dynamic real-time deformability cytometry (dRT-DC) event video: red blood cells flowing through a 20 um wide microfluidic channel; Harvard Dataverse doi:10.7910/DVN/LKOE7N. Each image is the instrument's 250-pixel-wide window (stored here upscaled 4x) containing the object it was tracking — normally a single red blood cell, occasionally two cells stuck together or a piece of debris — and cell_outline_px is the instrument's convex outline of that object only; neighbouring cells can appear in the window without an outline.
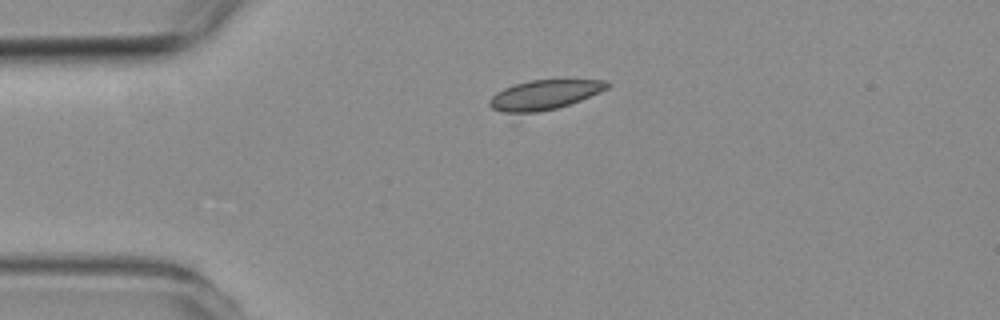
{"species": "common noctule bat (a hibernating species)", "species_latin": "Nyctalus noctula", "temperature_condition": "room temperature", "stored_images_in_passage": 4, "camera_frame_rate_fps": 3000, "um_per_image_px": 0.085, "animal": {"sex": "female", "body_mass_g": 19.3, "forearm_length_mm": 54.1}, "frame": {"image": 1, "passage_image": 1, "time_ms": 0.0, "image_size_px": [1000, 320], "cell_outline_px": [[612, 84], [608, 88], [600, 92], [580, 100], [508, 124], [488, 104], [488, 100], [496, 92], [504, 88], [516, 84], [532, 80], [608, 80]], "centroid_in_image_um": [46.04, 8.23], "position_along_channel_um": 39.0, "area_um2": 22.31}}
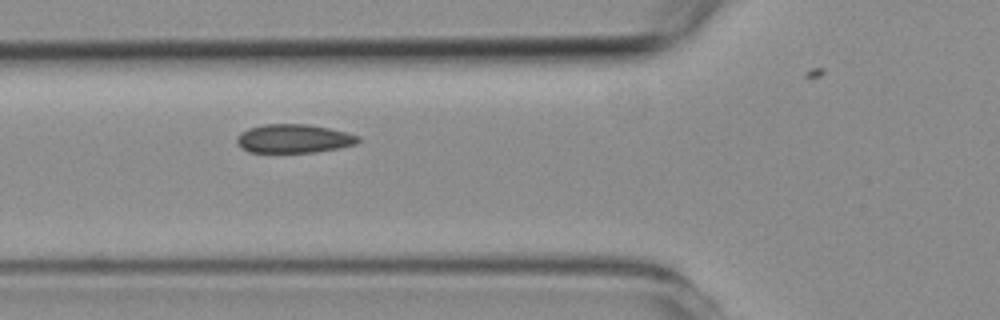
{"frame": {"image": 2, "passage_image": 3, "time_ms": 2.333, "image_size_px": [1000, 320], "cell_outline_px": [[360, 140], [356, 144], [340, 148], [316, 152], [248, 152], [236, 140], [236, 136], [240, 132], [248, 128], [264, 124], [308, 124], [328, 128], [360, 136]], "centroid_in_image_um": [24.98, 11.78], "position_along_channel_um": 100.8, "area_um2": 20.23}}
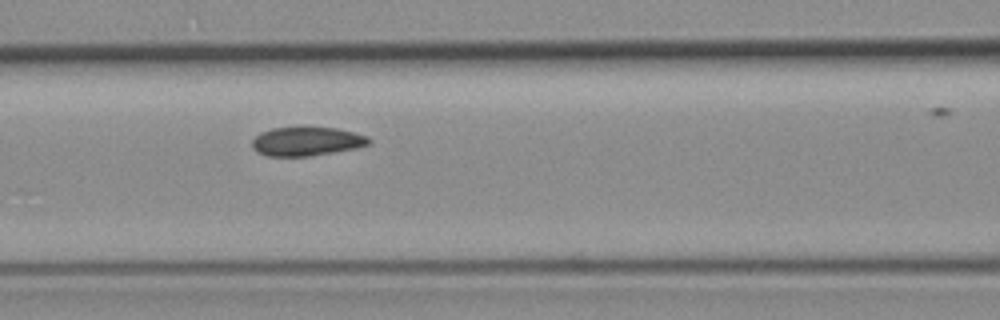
{"frame": {"image": 3, "passage_image": 4, "time_ms": 3.333, "image_size_px": [1000, 320], "cell_outline_px": [[372, 144], [356, 148], [308, 156], [268, 156], [256, 152], [252, 148], [252, 140], [260, 132], [272, 128], [336, 128], [368, 136], [372, 140]], "centroid_in_image_um": [26.06, 12.02], "position_along_channel_um": 140.5, "area_um2": 19.54}}